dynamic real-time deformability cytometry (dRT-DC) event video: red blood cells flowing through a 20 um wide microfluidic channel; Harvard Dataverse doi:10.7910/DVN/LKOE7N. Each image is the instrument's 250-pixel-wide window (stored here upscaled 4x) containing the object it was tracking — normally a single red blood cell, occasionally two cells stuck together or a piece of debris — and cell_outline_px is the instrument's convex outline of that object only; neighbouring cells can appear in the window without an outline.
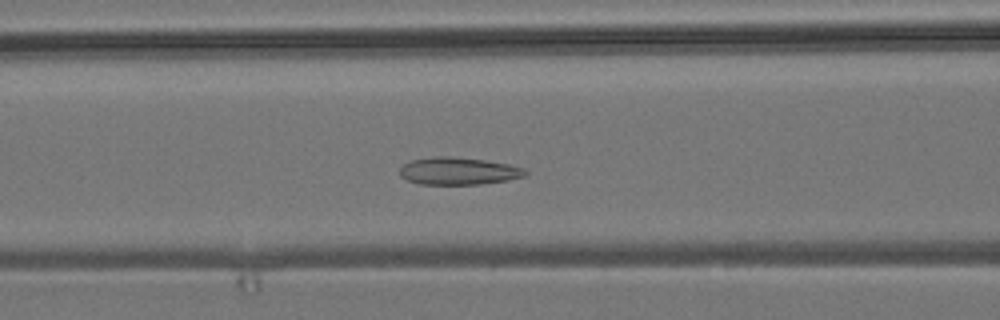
{"species": "common noctule bat (a hibernating species)", "species_latin": "Nyctalus noctula", "temperature_condition": "room temperature", "stored_images_in_passage": 50, "camera_frame_rate_fps": 3000, "um_per_image_px": 0.085, "animal": {"sex": "male", "body_mass_g": 19.2, "forearm_length_mm": 51.8}, "frame": {"image": 1, "passage_image": 19, "time_ms": 6.0, "image_size_px": [1000, 320], "cell_outline_px": [[528, 172], [524, 176], [508, 180], [480, 184], [420, 184], [408, 180], [400, 176], [400, 168], [404, 164], [412, 160], [432, 156], [452, 156], [484, 160], [508, 164], [524, 168]], "centroid_in_image_um": [38.96, 14.53], "position_along_channel_um": 127.6, "area_um2": 20.0}}
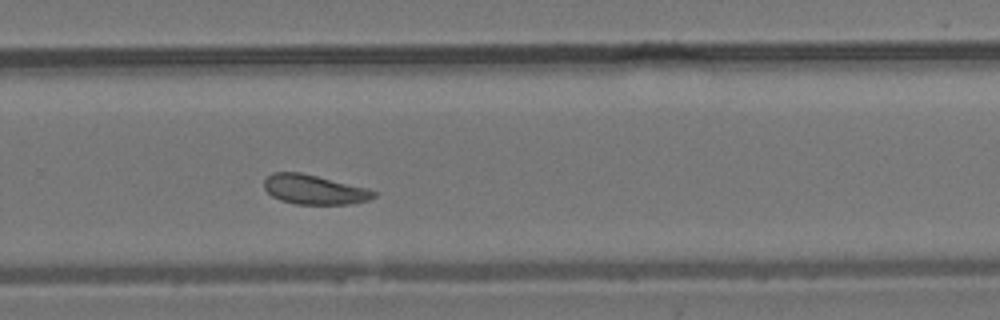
{"frame": {"image": 2, "passage_image": 33, "time_ms": 10.667, "image_size_px": [1000, 320], "cell_outline_px": [[376, 196], [368, 200], [348, 204], [296, 204], [280, 200], [272, 196], [264, 188], [264, 180], [272, 172], [300, 172], [368, 188], [376, 192]], "centroid_in_image_um": [26.69, 16.11], "position_along_channel_um": 303.1, "area_um2": 18.79}}
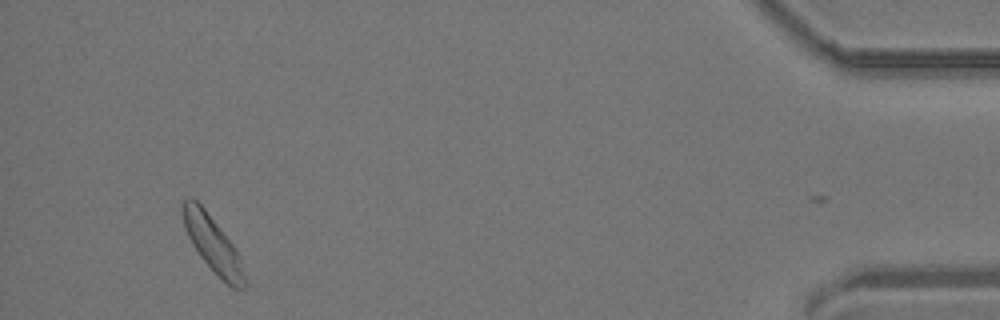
{"frame": {"image": 3, "passage_image": 48, "time_ms": 15.667, "image_size_px": [1000, 320], "cell_outline_px": [[248, 288], [232, 288], [200, 256], [192, 244], [184, 228], [180, 204], [188, 196], [196, 200], [204, 208], [232, 244], [240, 256], [248, 284]], "centroid_in_image_um": [18.08, 20.73], "position_along_channel_um": 417.1, "area_um2": 19.94}, "authors_computed_cell_mechanics": {"area_um2": 19.7676, "velocity_mm_per_s": 3.7821, "shape_relaxation_time_tau1_ms": null, "shape_relaxation_time_tau2_ms": 2.2796, "deformation_change_tau1": null, "deformation_change_tau2": 0.0781}}